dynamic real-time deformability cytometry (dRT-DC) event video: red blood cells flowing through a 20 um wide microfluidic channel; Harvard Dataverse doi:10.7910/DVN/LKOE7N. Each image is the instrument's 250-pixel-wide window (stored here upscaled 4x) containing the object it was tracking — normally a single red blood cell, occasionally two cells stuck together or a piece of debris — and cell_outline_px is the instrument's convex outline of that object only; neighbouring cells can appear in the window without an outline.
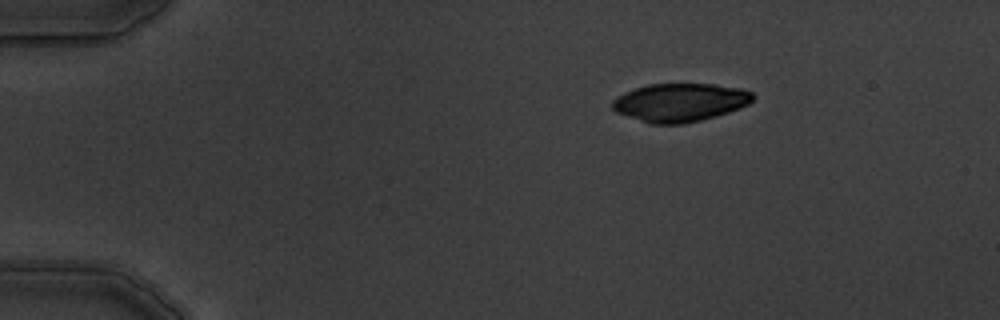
{"species": "common noctule bat (a hibernating species)", "species_latin": "Nyctalus noctula", "temperature_condition": "warm", "stored_images_in_passage": 4, "camera_frame_rate_fps": 3000, "um_per_image_px": 0.085, "animal": {"sex": "male", "body_mass_g": 19.5, "forearm_length_mm": 54.6}, "frame": {"image": 1, "passage_image": 1, "time_ms": 0.0, "image_size_px": [1000, 320], "cell_outline_px": [[756, 96], [748, 104], [740, 108], [716, 116], [684, 124], [652, 124], [616, 112], [612, 108], [612, 100], [616, 96], [624, 92], [648, 84], [716, 84], [740, 88], [752, 92]], "centroid_in_image_um": [57.81, 8.7], "position_along_channel_um": 27.2, "area_um2": 31.39}}